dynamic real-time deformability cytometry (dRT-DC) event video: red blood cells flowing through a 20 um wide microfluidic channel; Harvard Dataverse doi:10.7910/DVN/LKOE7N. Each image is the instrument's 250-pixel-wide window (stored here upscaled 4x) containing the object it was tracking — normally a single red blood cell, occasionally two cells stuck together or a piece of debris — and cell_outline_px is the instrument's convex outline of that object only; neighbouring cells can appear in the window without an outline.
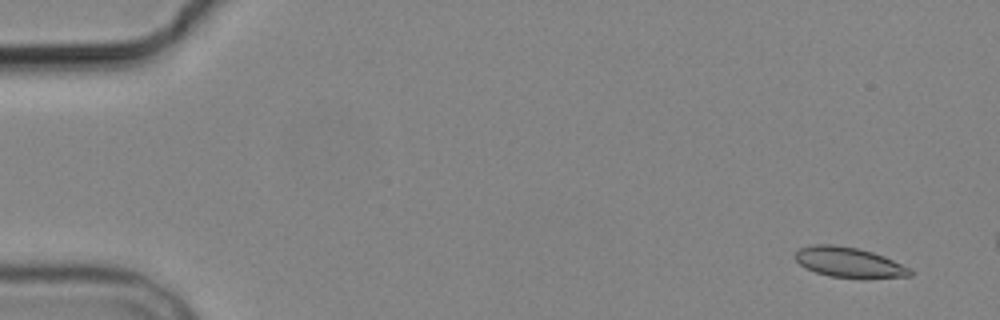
{"species": "common noctule bat (a hibernating species)", "species_latin": "Nyctalus noctula", "temperature_condition": "cold", "stored_images_in_passage": 6, "camera_frame_rate_fps": 3000, "um_per_image_px": 0.085, "animal": {"sex": "male", "body_mass_g": 19.2, "forearm_length_mm": 51.8}, "frame": {"image": 1, "passage_image": 1, "time_ms": 0.0, "image_size_px": [1000, 320], "cell_outline_px": [[912, 276], [832, 276], [816, 272], [800, 264], [796, 260], [796, 252], [800, 248], [812, 244], [832, 244], [856, 248], [872, 252], [884, 256], [908, 268], [912, 272]], "centroid_in_image_um": [72.09, 22.25], "position_along_channel_um": 12.9, "area_um2": 19.13}}